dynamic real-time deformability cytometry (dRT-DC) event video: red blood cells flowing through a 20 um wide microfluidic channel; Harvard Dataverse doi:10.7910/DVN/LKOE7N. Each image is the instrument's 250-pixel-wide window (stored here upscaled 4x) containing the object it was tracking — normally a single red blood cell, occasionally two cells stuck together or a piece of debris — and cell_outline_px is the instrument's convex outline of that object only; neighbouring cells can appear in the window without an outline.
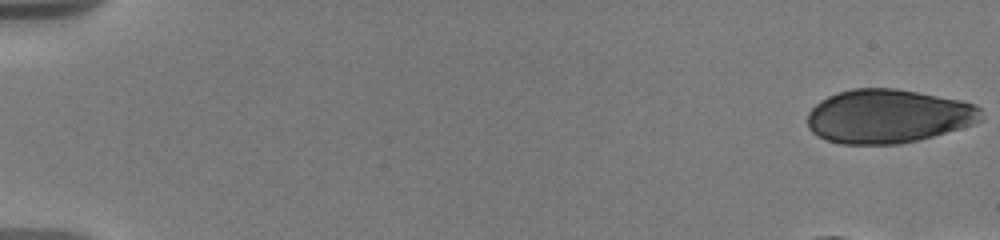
{"species": "human", "species_latin": "Homo sapiens", "temperature_condition": "warm", "stored_images_in_passage": 15, "camera_frame_rate_fps": 3000, "um_per_image_px": 0.085, "donor": {"sex": "male"}, "frame": {"image": 1, "passage_image": 1, "time_ms": 0.0, "image_size_px": [1000, 240], "cell_outline_px": [[984, 120], [976, 124], [932, 136], [916, 140], [896, 144], [840, 144], [824, 140], [812, 132], [808, 128], [808, 112], [820, 100], [828, 96], [852, 88], [896, 88], [960, 100], [976, 104], [980, 108]], "centroid_in_image_um": [75.49, 9.88], "position_along_channel_um": 9.5, "area_um2": 54.68}}